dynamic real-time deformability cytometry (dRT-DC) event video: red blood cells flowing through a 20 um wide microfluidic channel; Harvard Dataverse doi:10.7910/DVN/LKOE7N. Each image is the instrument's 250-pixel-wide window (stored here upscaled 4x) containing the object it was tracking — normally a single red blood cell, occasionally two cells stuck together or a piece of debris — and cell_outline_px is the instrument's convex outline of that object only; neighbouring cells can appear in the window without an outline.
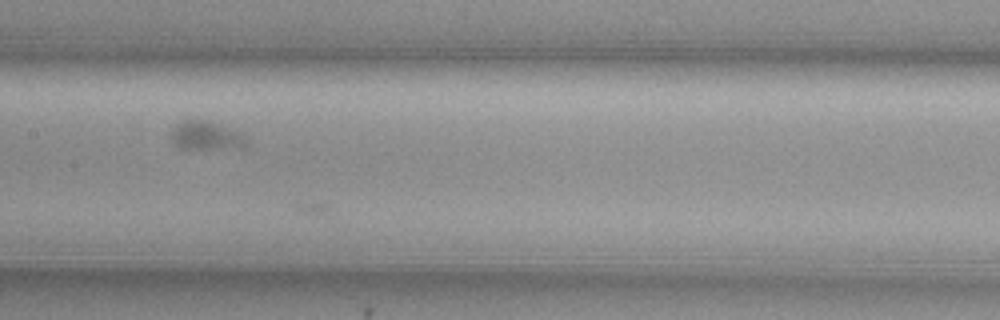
{"species": "common noctule bat (a hibernating species)", "species_latin": "Nyctalus noctula", "temperature_condition": "cold", "stored_images_in_passage": 26, "camera_frame_rate_fps": 3000, "um_per_image_px": 0.085, "animal": {"sex": "female", "body_mass_g": 29.2, "forearm_length_mm": 56.3}, "frame": {"image": 1, "passage_image": 14, "time_ms": 4.333, "image_size_px": [1000, 320], "cell_outline_px": [[248, 144], [244, 148], [180, 148], [172, 140], [172, 132], [176, 124], [184, 120], [208, 120], [240, 132]], "centroid_in_image_um": [17.54, 11.52], "position_along_channel_um": 189.9, "area_um2": 12.31}}
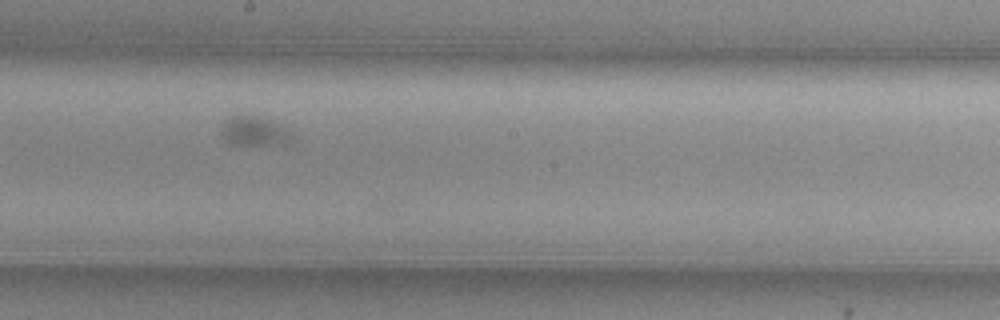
{"frame": {"image": 2, "passage_image": 17, "time_ms": 5.333, "image_size_px": [1000, 320], "cell_outline_px": [[296, 140], [288, 144], [228, 144], [220, 136], [220, 128], [232, 116], [256, 116], [268, 120], [292, 132], [296, 136]], "centroid_in_image_um": [21.65, 11.19], "position_along_channel_um": 226.6, "area_um2": 12.08}}
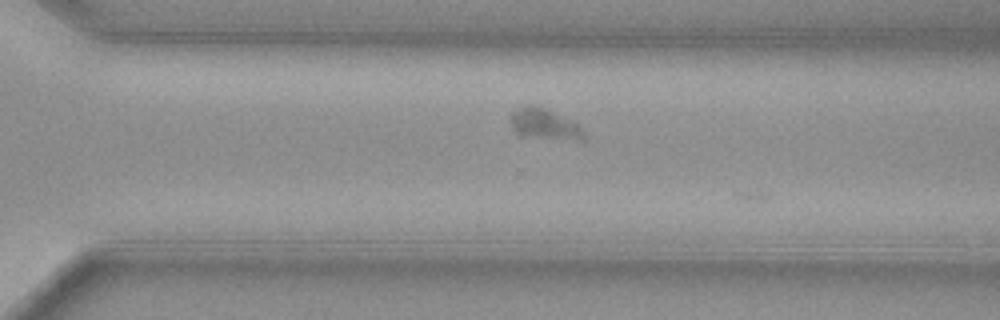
{"frame": {"image": 3, "passage_image": 25, "time_ms": 8.0, "image_size_px": [1000, 320], "cell_outline_px": [[584, 140], [580, 140], [516, 136], [512, 128], [512, 112], [516, 108], [524, 104], [532, 104], [544, 108], [572, 120], [584, 132]], "centroid_in_image_um": [46.22, 10.54], "position_along_channel_um": 324.4, "area_um2": 13.18}}